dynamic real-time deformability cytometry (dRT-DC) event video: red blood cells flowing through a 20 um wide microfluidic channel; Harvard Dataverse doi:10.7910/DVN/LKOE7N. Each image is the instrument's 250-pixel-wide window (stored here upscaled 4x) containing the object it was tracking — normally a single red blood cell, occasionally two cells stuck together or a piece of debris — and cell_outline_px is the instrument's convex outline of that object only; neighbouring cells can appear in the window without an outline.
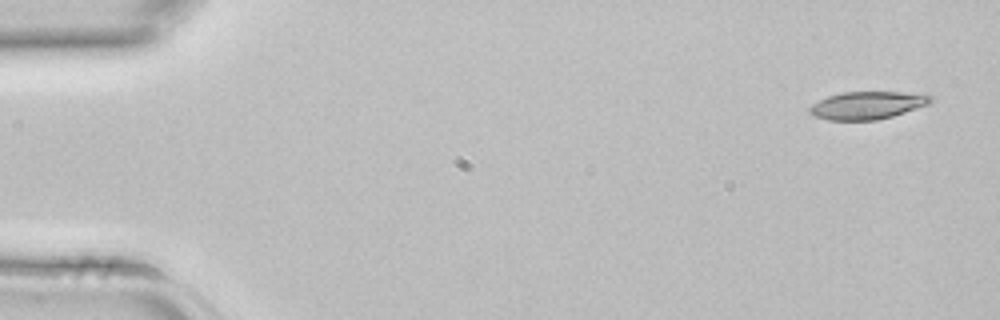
{"species": "common noctule bat (a hibernating species)", "species_latin": "Nyctalus noctula", "temperature_condition": "room temperature", "stored_images_in_passage": 3, "segment_of_instrument_passage": [2, 2], "camera_frame_rate_fps": 3000, "um_per_image_px": 0.085, "animal": {"sex": "female", "body_mass_g": 22.7, "forearm_length_mm": 54.2}, "frame": {"image": 1, "passage_image": 3, "time_ms": 0.667, "image_size_px": [1000, 320], "cell_outline_px": [[932, 100], [928, 104], [892, 116], [876, 120], [828, 120], [812, 116], [808, 112], [808, 108], [812, 104], [828, 96], [844, 92], [924, 92], [932, 96]], "centroid_in_image_um": [73.72, 8.94], "position_along_channel_um": 11.3, "area_um2": 19.65}}